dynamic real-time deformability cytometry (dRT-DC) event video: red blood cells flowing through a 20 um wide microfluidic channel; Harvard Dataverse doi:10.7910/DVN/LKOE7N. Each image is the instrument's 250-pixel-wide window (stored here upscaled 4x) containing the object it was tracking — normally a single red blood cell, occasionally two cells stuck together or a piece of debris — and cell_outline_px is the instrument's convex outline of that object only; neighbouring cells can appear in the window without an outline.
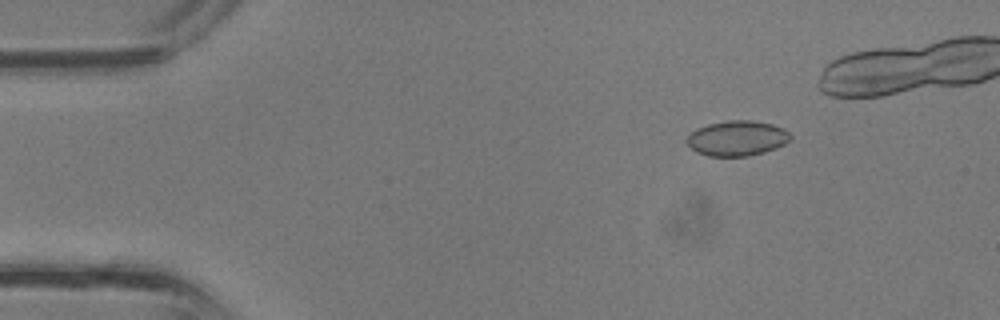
{"species": "common noctule bat (a hibernating species)", "species_latin": "Nyctalus noctula", "temperature_condition": "room temperature", "stored_images_in_passage": 26, "camera_frame_rate_fps": 3000, "um_per_image_px": 0.085, "animal": {"sex": "male", "body_mass_g": 13.3}, "frame": {"image": 1, "passage_image": 5, "time_ms": 1.333, "image_size_px": [1000, 320], "cell_outline_px": [[792, 140], [776, 148], [764, 152], [748, 156], [708, 156], [696, 152], [684, 140], [696, 128], [708, 124], [728, 120], [752, 120], [772, 124], [784, 128], [792, 136]], "centroid_in_image_um": [62.66, 11.75], "position_along_channel_um": 22.3, "area_um2": 21.39}}
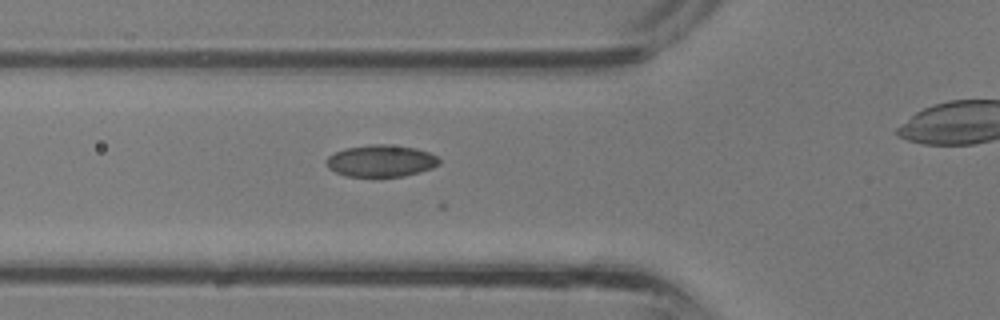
{"frame": {"image": 2, "passage_image": 13, "time_ms": 4.0, "image_size_px": [1000, 320], "cell_outline_px": [[440, 164], [432, 168], [420, 172], [404, 176], [376, 180], [348, 176], [336, 172], [328, 168], [328, 156], [344, 148], [372, 144], [388, 144], [416, 148], [428, 152], [436, 156], [440, 160]], "centroid_in_image_um": [32.4, 13.72], "position_along_channel_um": 93.4, "area_um2": 21.62}}
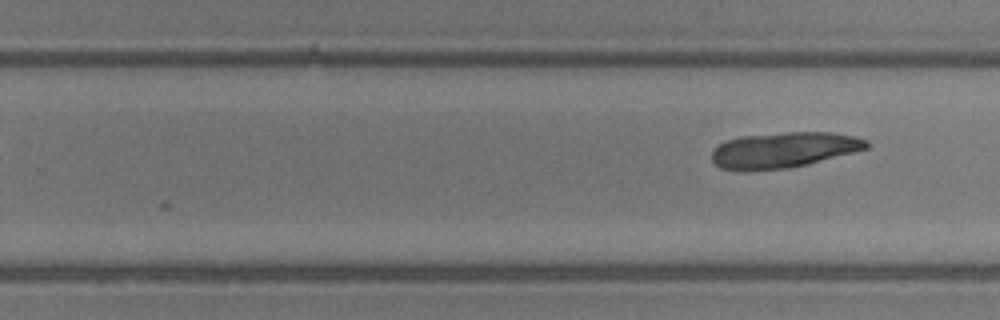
{"frame": {"image": 3, "passage_image": 26, "time_ms": 8.333, "image_size_px": [1000, 320], "cell_outline_px": [[872, 144], [868, 148], [808, 164], [788, 168], [744, 172], [720, 168], [712, 160], [712, 148], [724, 140], [740, 136], [788, 132], [832, 132], [856, 136], [868, 140]], "centroid_in_image_um": [66.58, 12.75], "position_along_channel_um": 263.2, "area_um2": 32.66}}